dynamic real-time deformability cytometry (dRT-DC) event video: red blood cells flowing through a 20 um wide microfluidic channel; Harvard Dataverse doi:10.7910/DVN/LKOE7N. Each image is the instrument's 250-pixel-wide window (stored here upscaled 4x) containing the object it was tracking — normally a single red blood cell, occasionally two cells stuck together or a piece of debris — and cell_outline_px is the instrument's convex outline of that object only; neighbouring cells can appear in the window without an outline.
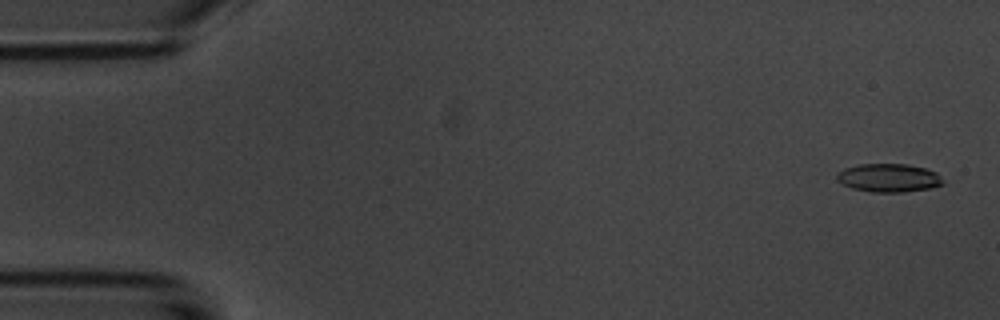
{"species": "common noctule bat (a hibernating species)", "species_latin": "Nyctalus noctula", "temperature_condition": "room temperature", "stored_images_in_passage": 4, "camera_frame_rate_fps": 3000, "um_per_image_px": 0.085, "animal": {"sex": "male", "body_mass_g": 20.1, "forearm_length_mm": 53.5}, "frame": {"image": 1, "passage_image": 1, "time_ms": 0.0, "image_size_px": [1000, 320], "cell_outline_px": [[944, 184], [932, 188], [904, 192], [868, 192], [852, 188], [836, 180], [836, 172], [844, 168], [860, 164], [908, 164], [924, 168], [936, 172], [944, 180]], "centroid_in_image_um": [75.54, 15.12], "position_along_channel_um": 9.5, "area_um2": 17.74}}
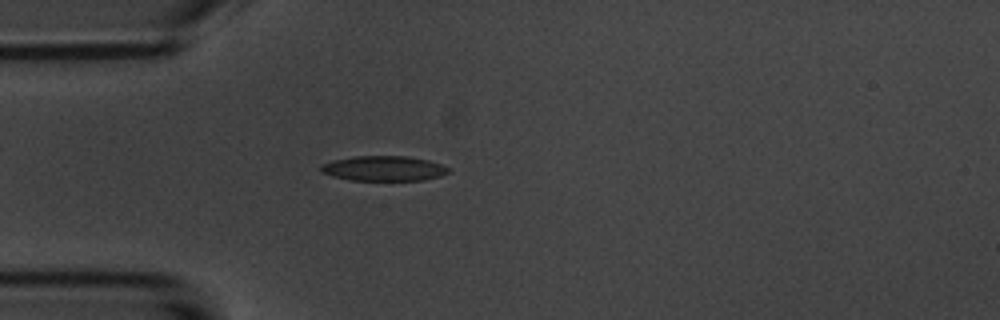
{"frame": {"image": 2, "passage_image": 4, "time_ms": 4.333, "image_size_px": [1000, 320], "cell_outline_px": [[452, 172], [440, 176], [424, 180], [352, 180], [332, 176], [320, 172], [320, 164], [332, 160], [356, 156], [408, 156], [428, 160], [440, 164], [448, 168]], "centroid_in_image_um": [32.6, 14.31], "position_along_channel_um": 52.4, "area_um2": 18.67}}